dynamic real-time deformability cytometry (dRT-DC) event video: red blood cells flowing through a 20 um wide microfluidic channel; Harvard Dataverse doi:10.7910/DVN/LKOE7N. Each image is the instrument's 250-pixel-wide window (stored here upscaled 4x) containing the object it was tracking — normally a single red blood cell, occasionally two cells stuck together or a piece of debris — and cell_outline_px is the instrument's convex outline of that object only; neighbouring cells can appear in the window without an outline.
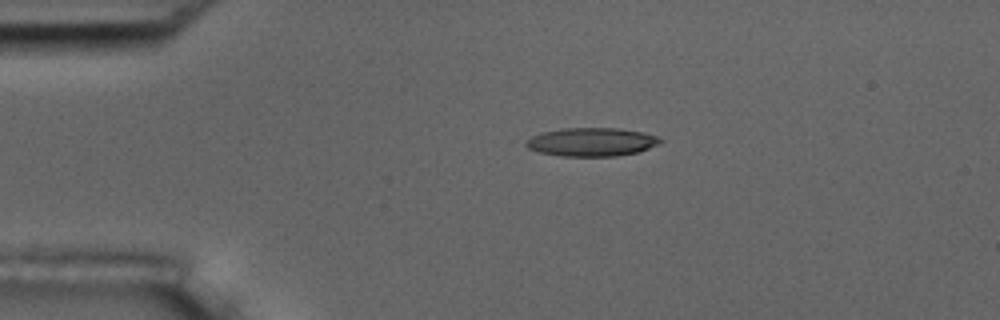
{"species": "common noctule bat (a hibernating species)", "species_latin": "Nyctalus noctula", "temperature_condition": "room temperature", "stored_images_in_passage": 3, "camera_frame_rate_fps": 3000, "um_per_image_px": 0.085, "animal": {"sex": "male", "body_mass_g": 17.5, "forearm_length_mm": 52.3}, "frame": {"image": 1, "passage_image": 2, "time_ms": 1.333, "image_size_px": [1000, 320], "cell_outline_px": [[664, 140], [660, 144], [636, 152], [616, 156], [560, 156], [540, 152], [528, 148], [524, 144], [524, 140], [532, 136], [544, 132], [564, 128], [620, 128], [644, 132], [660, 136]], "centroid_in_image_um": [50.32, 12.06], "position_along_channel_um": 34.7, "area_um2": 22.43}}